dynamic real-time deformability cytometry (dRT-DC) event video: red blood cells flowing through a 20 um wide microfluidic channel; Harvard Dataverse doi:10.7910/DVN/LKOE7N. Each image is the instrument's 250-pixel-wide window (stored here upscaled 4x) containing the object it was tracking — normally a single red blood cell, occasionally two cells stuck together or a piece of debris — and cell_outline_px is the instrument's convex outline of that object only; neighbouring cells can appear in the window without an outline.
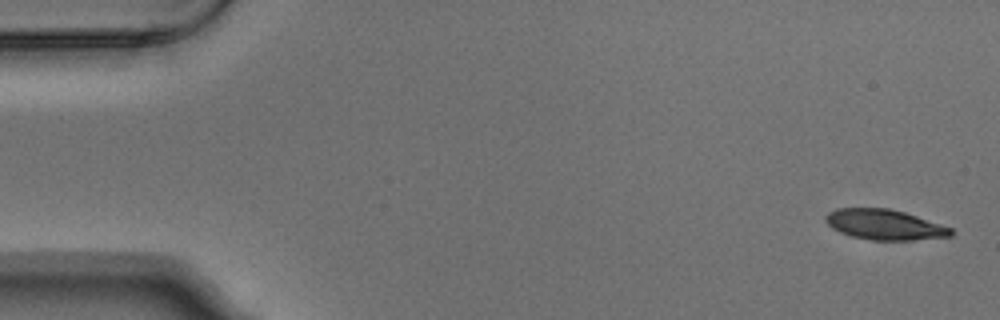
{"species": "Egyptian fruit bat (a non-hibernating species)", "species_latin": "Rousettus aegyptiacus", "temperature_condition": "warm", "stored_images_in_passage": 5, "camera_frame_rate_fps": 3000, "um_per_image_px": 0.085, "animal": {"sex": "male"}, "frame": {"image": 1, "passage_image": 1, "time_ms": 0.0, "image_size_px": [1000, 320], "cell_outline_px": [[952, 236], [912, 240], [872, 240], [852, 236], [840, 232], [832, 228], [824, 220], [824, 216], [828, 212], [836, 208], [888, 208], [904, 212], [952, 228]], "centroid_in_image_um": [75.15, 19.09], "position_along_channel_um": 9.9, "area_um2": 22.02}}
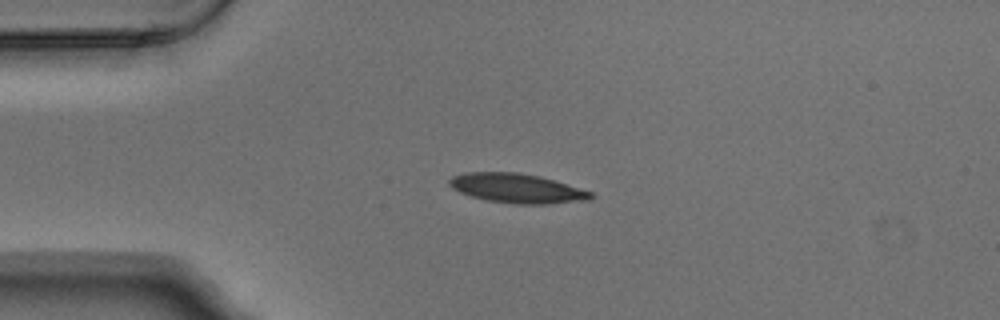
{"frame": {"image": 2, "passage_image": 4, "time_ms": 1.0, "image_size_px": [1000, 320], "cell_outline_px": [[596, 196], [588, 200], [548, 204], [516, 204], [488, 200], [472, 196], [460, 192], [452, 188], [448, 184], [448, 180], [452, 176], [464, 172], [516, 172], [540, 176], [592, 192]], "centroid_in_image_um": [43.93, 16.0], "position_along_channel_um": 41.1, "area_um2": 24.16}}